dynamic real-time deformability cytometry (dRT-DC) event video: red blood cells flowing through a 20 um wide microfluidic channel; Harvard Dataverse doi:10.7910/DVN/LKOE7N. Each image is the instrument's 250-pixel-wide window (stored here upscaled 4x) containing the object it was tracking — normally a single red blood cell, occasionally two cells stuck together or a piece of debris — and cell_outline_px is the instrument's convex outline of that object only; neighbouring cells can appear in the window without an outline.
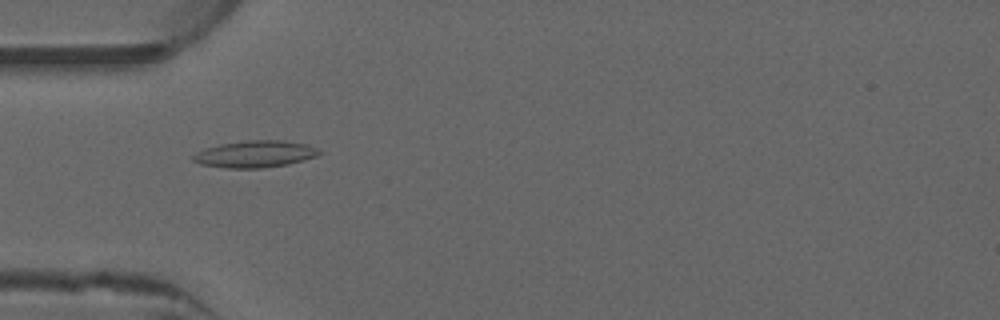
{"species": "common noctule bat (a hibernating species)", "species_latin": "Nyctalus noctula", "temperature_condition": "warm", "stored_images_in_passage": 51, "camera_frame_rate_fps": 3000, "um_per_image_px": 0.085, "animal": {"sex": "male", "forearm_length_mm": 52.5}, "frame": {"image": 1, "passage_image": 16, "time_ms": 5.0, "image_size_px": [1000, 320], "cell_outline_px": [[324, 152], [316, 156], [304, 160], [288, 164], [260, 168], [228, 168], [200, 164], [192, 160], [192, 156], [196, 152], [204, 148], [220, 144], [248, 140], [284, 140], [308, 144]], "centroid_in_image_um": [21.69, 13.09], "position_along_channel_um": 63.3, "area_um2": 19.83}}
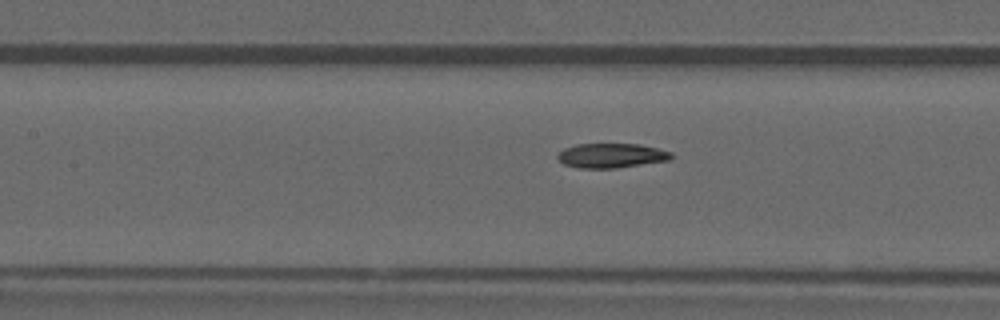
{"frame": {"image": 2, "passage_image": 23, "time_ms": 7.333, "image_size_px": [1000, 320], "cell_outline_px": [[672, 160], [616, 168], [580, 168], [564, 164], [556, 156], [564, 148], [576, 144], [640, 144], [672, 152]], "centroid_in_image_um": [51.99, 13.22], "position_along_channel_um": 155.4, "area_um2": 16.24}}
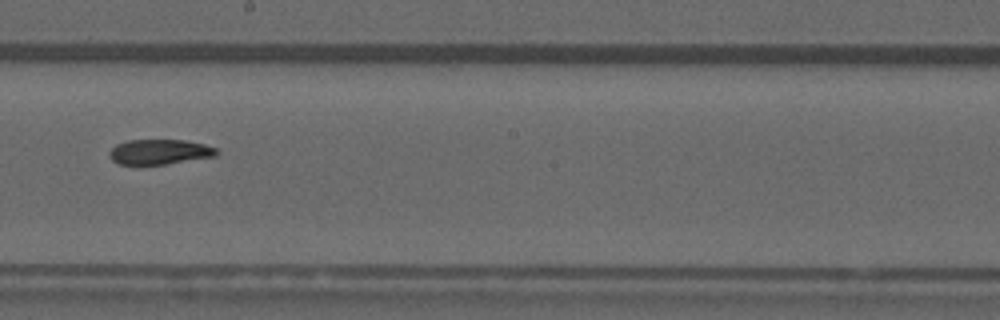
{"frame": {"image": 3, "passage_image": 29, "time_ms": 9.333, "image_size_px": [1000, 320], "cell_outline_px": [[220, 152], [216, 156], [164, 164], [120, 164], [112, 160], [108, 156], [108, 152], [116, 144], [128, 140], [184, 140], [204, 144], [216, 148]], "centroid_in_image_um": [13.56, 12.9], "position_along_channel_um": 234.6, "area_um2": 15.61}}